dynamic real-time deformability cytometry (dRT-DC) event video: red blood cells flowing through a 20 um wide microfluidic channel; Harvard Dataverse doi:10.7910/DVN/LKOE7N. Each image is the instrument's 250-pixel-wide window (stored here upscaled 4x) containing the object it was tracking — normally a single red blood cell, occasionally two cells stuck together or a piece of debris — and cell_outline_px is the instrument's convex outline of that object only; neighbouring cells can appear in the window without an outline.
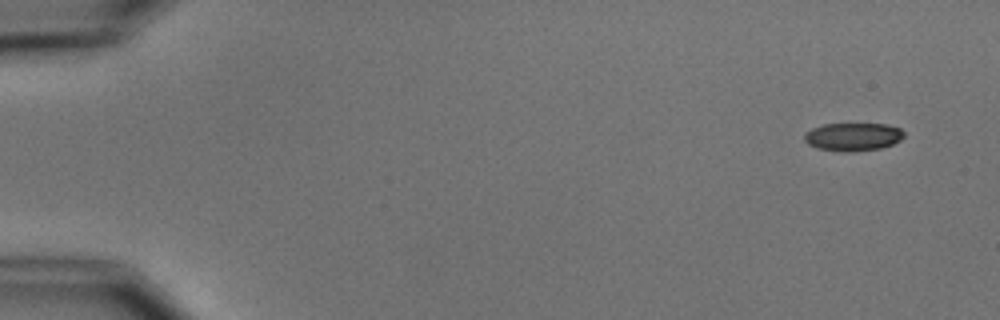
{"species": "common noctule bat (a hibernating species)", "species_latin": "Nyctalus noctula", "temperature_condition": "cold", "stored_images_in_passage": 5, "camera_frame_rate_fps": 3000, "um_per_image_px": 0.085, "animal": {"sex": "male", "body_mass_g": 15.6}, "frame": {"image": 1, "passage_image": 1, "time_ms": 0.0, "image_size_px": [1000, 320], "cell_outline_px": [[904, 136], [900, 140], [892, 144], [880, 148], [852, 152], [844, 152], [816, 148], [808, 144], [804, 140], [804, 132], [812, 128], [824, 124], [884, 124], [900, 128], [904, 132]], "centroid_in_image_um": [72.47, 11.63], "position_along_channel_um": 12.5, "area_um2": 16.36}}